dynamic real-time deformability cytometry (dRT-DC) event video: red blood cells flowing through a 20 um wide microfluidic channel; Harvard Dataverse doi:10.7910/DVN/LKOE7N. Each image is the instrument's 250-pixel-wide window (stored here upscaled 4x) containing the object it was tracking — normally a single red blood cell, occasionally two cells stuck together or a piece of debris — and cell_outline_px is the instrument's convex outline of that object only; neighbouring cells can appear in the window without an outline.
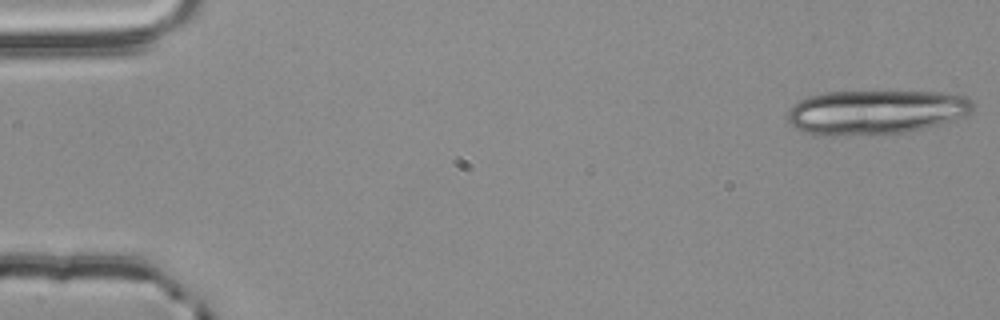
{"species": "common noctule bat (a hibernating species)", "species_latin": "Nyctalus noctula", "temperature_condition": "room temperature", "stored_images_in_passage": 9, "camera_frame_rate_fps": 3000, "um_per_image_px": 0.085, "animal": {"sex": "male", "body_mass_g": 20.4}, "frame": {"image": 1, "passage_image": 1, "time_ms": 0.0, "image_size_px": [1000, 320], "cell_outline_px": [[972, 112], [924, 128], [884, 136], [816, 136], [804, 132], [796, 128], [784, 116], [788, 108], [792, 104], [808, 96], [824, 92], [940, 92], [964, 96], [972, 100]], "centroid_in_image_um": [74.31, 9.56], "position_along_channel_um": 10.7, "area_um2": 48.49}}